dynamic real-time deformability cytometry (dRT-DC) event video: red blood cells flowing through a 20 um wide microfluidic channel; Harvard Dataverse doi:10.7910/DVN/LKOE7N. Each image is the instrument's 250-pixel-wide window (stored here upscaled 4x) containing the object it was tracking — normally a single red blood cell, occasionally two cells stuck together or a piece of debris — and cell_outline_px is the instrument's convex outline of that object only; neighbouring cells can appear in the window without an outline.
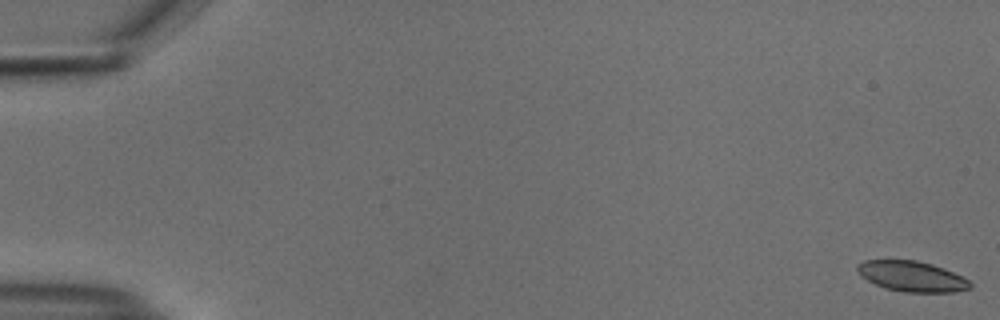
{"species": "common noctule bat (a hibernating species)", "species_latin": "Nyctalus noctula", "temperature_condition": "cold", "stored_images_in_passage": 56, "segment_of_instrument_passage": [1, 2], "camera_frame_rate_fps": 3000, "um_per_image_px": 0.085, "animal": {"sex": "male", "body_mass_g": 18.8}, "frame": {"image": 1, "passage_image": 1, "time_ms": 0.0, "image_size_px": [1000, 320], "cell_outline_px": [[972, 288], [956, 292], [904, 292], [884, 288], [860, 276], [856, 268], [856, 264], [864, 260], [916, 260], [932, 264], [944, 268], [968, 280], [972, 284]], "centroid_in_image_um": [77.49, 23.49], "position_along_channel_um": 7.5, "area_um2": 20.06}}
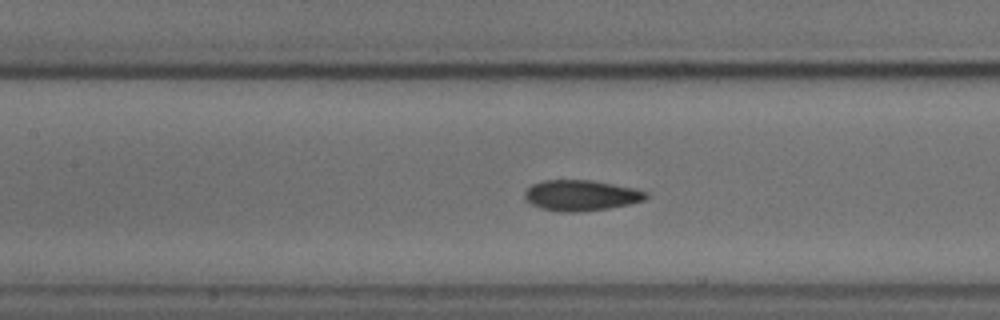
{"frame": {"image": 2, "passage_image": 26, "time_ms": 8.333, "image_size_px": [1000, 320], "cell_outline_px": [[648, 196], [644, 200], [628, 204], [608, 208], [576, 212], [560, 212], [544, 208], [532, 204], [524, 200], [524, 192], [532, 184], [540, 180], [592, 180], [636, 188], [648, 192]], "centroid_in_image_um": [49.38, 16.59], "position_along_channel_um": 158.0, "area_um2": 21.73}}
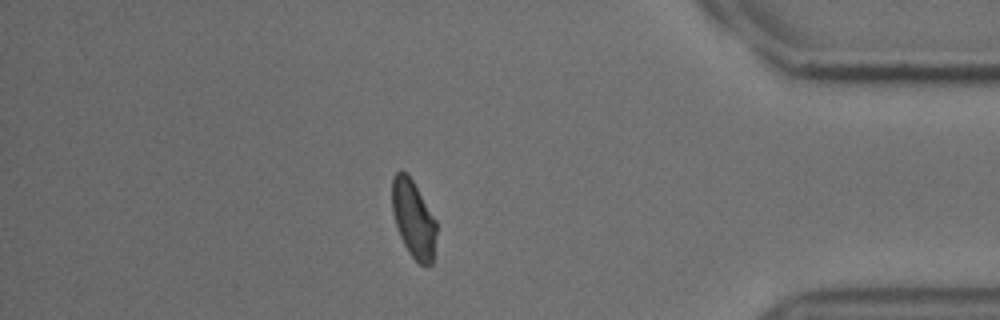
{"frame": {"image": 3, "passage_image": 48, "time_ms": 15.667, "image_size_px": [1000, 320], "cell_outline_px": [[436, 232], [432, 264], [420, 264], [408, 252], [400, 236], [392, 212], [392, 180], [396, 172], [400, 168], [412, 180], [436, 220]], "centroid_in_image_um": [35.13, 18.6], "position_along_channel_um": 400.1, "area_um2": 19.71}}